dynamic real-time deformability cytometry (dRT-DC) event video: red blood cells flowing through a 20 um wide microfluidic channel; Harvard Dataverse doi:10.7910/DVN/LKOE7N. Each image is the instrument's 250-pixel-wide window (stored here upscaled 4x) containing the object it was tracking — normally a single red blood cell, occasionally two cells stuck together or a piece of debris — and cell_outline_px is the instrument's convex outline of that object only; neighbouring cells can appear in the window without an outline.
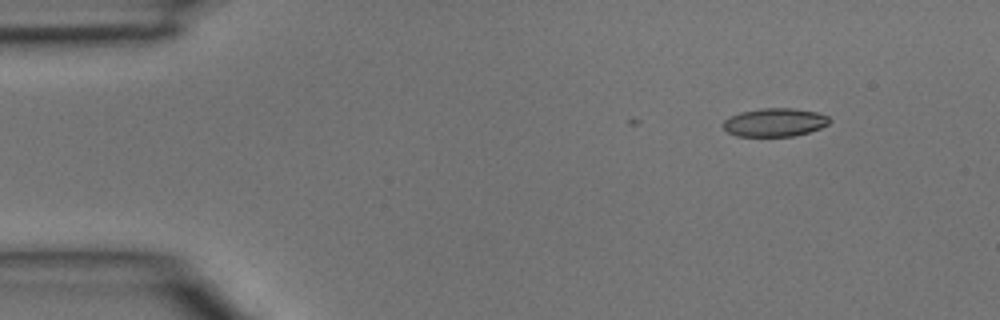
{"species": "common noctule bat (a hibernating species)", "species_latin": "Nyctalus noctula", "temperature_condition": "room temperature", "stored_images_in_passage": 6, "camera_frame_rate_fps": 3000, "um_per_image_px": 0.085, "animal": {"sex": "male", "body_mass_g": 15.6}, "frame": {"image": 1, "passage_image": 1, "time_ms": 0.0, "image_size_px": [1000, 320], "cell_outline_px": [[832, 120], [828, 124], [820, 128], [808, 132], [792, 136], [736, 136], [728, 132], [724, 128], [724, 120], [740, 112], [760, 108], [792, 108], [816, 112], [828, 116]], "centroid_in_image_um": [65.87, 10.4], "position_along_channel_um": 19.1, "area_um2": 17.46}}